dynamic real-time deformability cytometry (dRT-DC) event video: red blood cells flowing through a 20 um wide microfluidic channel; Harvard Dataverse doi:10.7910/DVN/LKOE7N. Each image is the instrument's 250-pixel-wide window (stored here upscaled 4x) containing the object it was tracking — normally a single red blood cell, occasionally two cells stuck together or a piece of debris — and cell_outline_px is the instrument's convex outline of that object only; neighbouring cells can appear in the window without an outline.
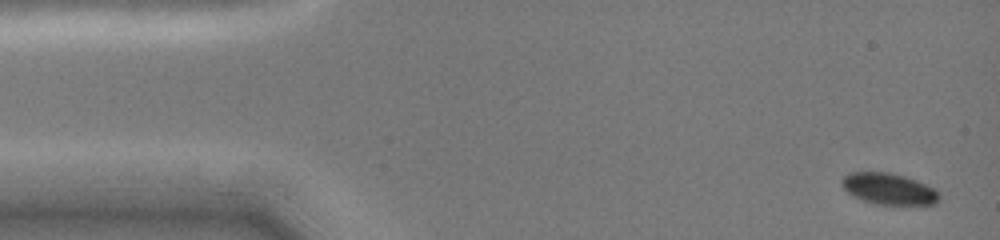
{"species": "common noctule bat (a hibernating species)", "species_latin": "Nyctalus noctula", "temperature_condition": "cold", "stored_images_in_passage": 18, "camera_frame_rate_fps": 3000, "um_per_image_px": 0.085, "animal": {"sex": "female", "body_mass_g": 19.0, "forearm_length_mm": 51.5}, "frame": {"image": 1, "passage_image": 1, "time_ms": 0.0, "image_size_px": [1000, 240], "cell_outline_px": [[940, 200], [936, 204], [924, 208], [876, 204], [852, 196], [840, 184], [840, 180], [848, 172], [888, 172], [904, 176], [916, 180], [932, 188], [940, 196]], "centroid_in_image_um": [75.59, 16.11], "position_along_channel_um": 9.4, "area_um2": 18.5}}
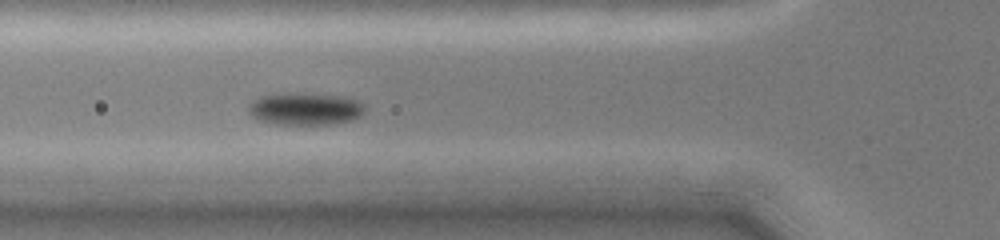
{"frame": {"image": 2, "passage_image": 13, "time_ms": 5.0, "image_size_px": [1000, 240], "cell_outline_px": [[364, 112], [360, 116], [348, 120], [332, 124], [276, 124], [260, 120], [252, 116], [248, 112], [248, 108], [252, 100], [260, 96], [344, 96], [356, 100], [364, 104]], "centroid_in_image_um": [25.95, 9.31], "position_along_channel_um": 99.9, "area_um2": 20.69}}
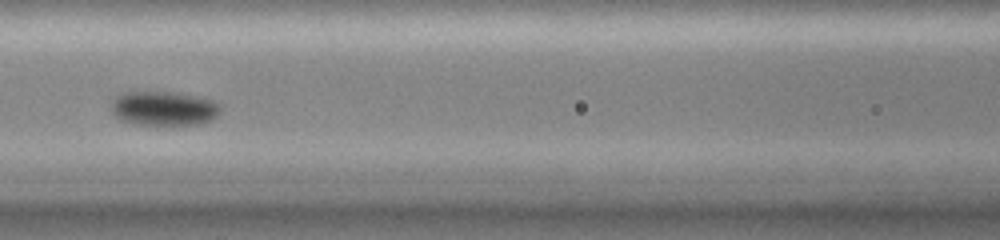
{"frame": {"image": 3, "passage_image": 16, "time_ms": 6.333, "image_size_px": [1000, 240], "cell_outline_px": [[220, 112], [216, 116], [200, 124], [136, 124], [120, 120], [112, 116], [112, 100], [116, 96], [124, 92], [176, 92], [212, 100], [220, 104]], "centroid_in_image_um": [13.88, 9.21], "position_along_channel_um": 152.7, "area_um2": 21.73}}